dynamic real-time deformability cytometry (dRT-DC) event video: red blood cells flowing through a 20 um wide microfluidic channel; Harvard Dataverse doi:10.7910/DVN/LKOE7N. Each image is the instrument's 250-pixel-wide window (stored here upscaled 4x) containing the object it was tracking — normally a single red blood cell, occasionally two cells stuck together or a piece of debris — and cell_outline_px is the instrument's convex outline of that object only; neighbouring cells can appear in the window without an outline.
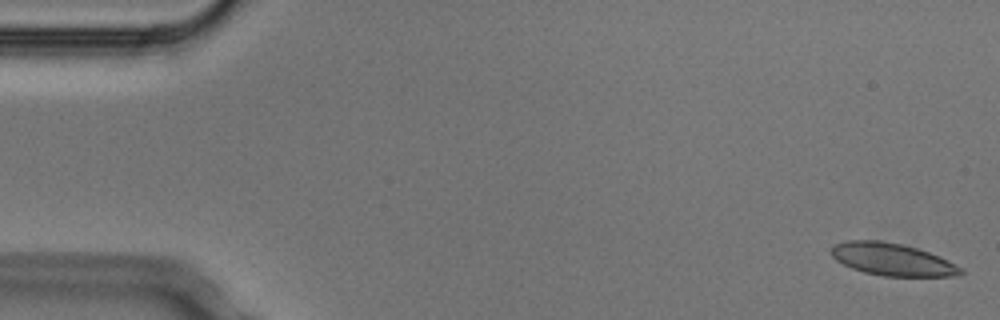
{"species": "Egyptian fruit bat (a non-hibernating species)", "species_latin": "Rousettus aegyptiacus", "temperature_condition": "cold", "stored_images_in_passage": 6, "camera_frame_rate_fps": 3000, "um_per_image_px": 0.085, "animal": {"sex": "male"}, "frame": {"image": 1, "passage_image": 1, "time_ms": 0.0, "image_size_px": [1000, 320], "cell_outline_px": [[964, 272], [952, 276], [884, 276], [864, 272], [852, 268], [836, 260], [832, 256], [832, 248], [836, 244], [848, 240], [880, 240], [900, 244], [916, 248], [940, 256], [964, 268]], "centroid_in_image_um": [75.86, 22.05], "position_along_channel_um": 9.1, "area_um2": 24.22}}